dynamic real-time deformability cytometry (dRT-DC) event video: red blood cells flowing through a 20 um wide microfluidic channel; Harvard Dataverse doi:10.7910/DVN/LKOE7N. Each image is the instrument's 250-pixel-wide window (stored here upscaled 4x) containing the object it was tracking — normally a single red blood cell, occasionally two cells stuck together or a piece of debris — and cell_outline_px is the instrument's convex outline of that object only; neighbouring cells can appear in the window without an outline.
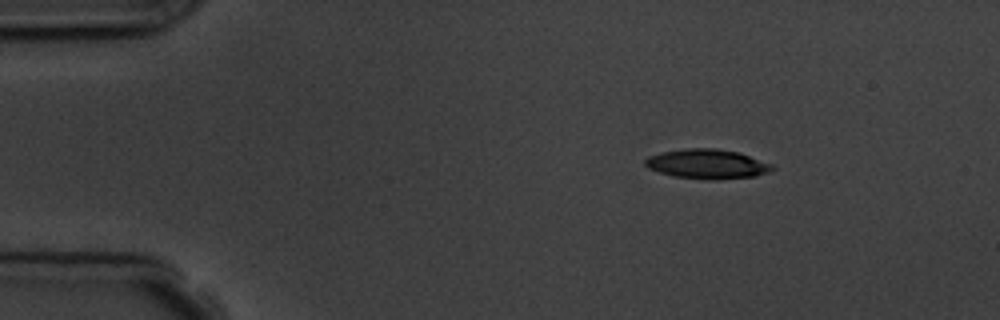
{"species": "common noctule bat (a hibernating species)", "species_latin": "Nyctalus noctula", "temperature_condition": "room temperature", "stored_images_in_passage": 3, "camera_frame_rate_fps": 3000, "um_per_image_px": 0.085, "animal": {"sex": "male", "body_mass_g": 19.5, "forearm_length_mm": 54.6}, "frame": {"image": 1, "passage_image": 1, "time_ms": 0.0, "image_size_px": [1000, 320], "cell_outline_px": [[776, 168], [768, 172], [756, 176], [716, 180], [676, 176], [660, 172], [648, 168], [644, 164], [644, 160], [648, 156], [660, 152], [688, 148], [716, 148], [736, 152], [772, 164]], "centroid_in_image_um": [60.1, 13.93], "position_along_channel_um": 24.9, "area_um2": 21.68}}